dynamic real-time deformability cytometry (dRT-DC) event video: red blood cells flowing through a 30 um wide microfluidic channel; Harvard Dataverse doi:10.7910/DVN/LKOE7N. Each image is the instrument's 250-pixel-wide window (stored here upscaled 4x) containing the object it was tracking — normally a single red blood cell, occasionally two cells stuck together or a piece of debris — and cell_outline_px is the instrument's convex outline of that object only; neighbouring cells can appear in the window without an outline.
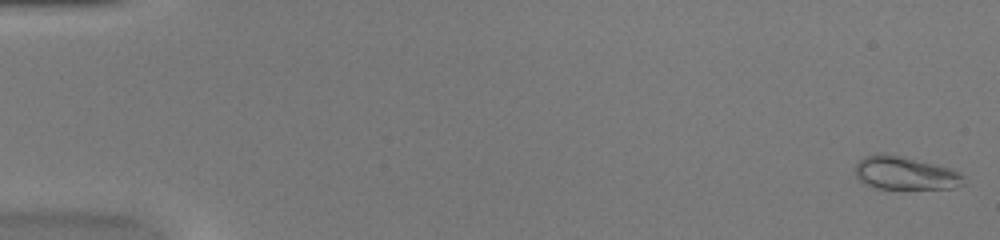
{"species": "common noctule bat (a hibernating species)", "species_latin": "Nyctalus noctula", "temperature_condition": "warm", "stored_images_in_passage": 8, "camera_frame_rate_fps": 3000, "um_per_image_px": 0.085, "animal": {"sex": "female", "body_mass_g": 20.0, "forearm_length_mm": 54.0}, "frame": {"image": 1, "passage_image": 1, "time_ms": 0.0, "image_size_px": [1000, 240], "cell_outline_px": [[964, 184], [952, 188], [872, 188], [864, 184], [856, 176], [856, 164], [864, 156], [876, 152], [880, 152], [900, 156], [948, 168], [960, 172], [964, 176]], "centroid_in_image_um": [76.89, 14.71], "position_along_channel_um": 8.1, "area_um2": 20.75}}